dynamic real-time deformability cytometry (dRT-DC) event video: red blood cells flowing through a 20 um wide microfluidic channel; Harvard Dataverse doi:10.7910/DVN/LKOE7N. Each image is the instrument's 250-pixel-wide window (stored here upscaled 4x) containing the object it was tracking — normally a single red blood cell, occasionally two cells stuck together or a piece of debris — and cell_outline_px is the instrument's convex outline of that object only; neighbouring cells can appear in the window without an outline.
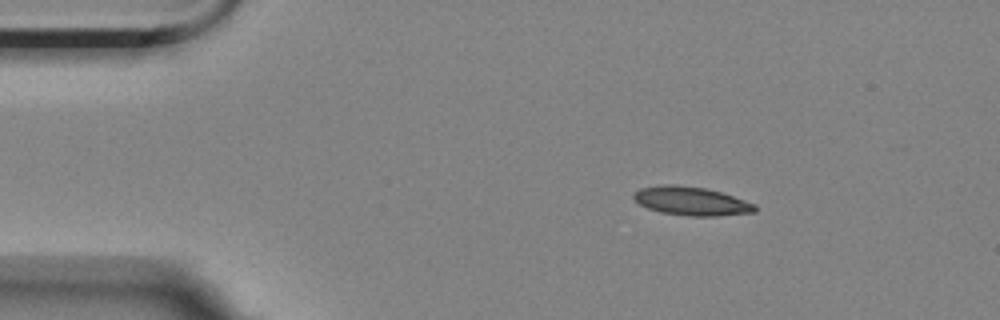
{"species": "Egyptian fruit bat (a non-hibernating species)", "species_latin": "Rousettus aegyptiacus", "temperature_condition": "room temperature", "stored_images_in_passage": 3, "camera_frame_rate_fps": 3000, "um_per_image_px": 0.085, "animal": {"sex": "female"}, "frame": {"image": 1, "passage_image": 1, "time_ms": 0.0, "image_size_px": [1000, 320], "cell_outline_px": [[756, 212], [716, 216], [688, 216], [660, 212], [648, 208], [640, 204], [632, 196], [640, 188], [664, 184], [672, 184], [704, 188], [720, 192], [756, 204]], "centroid_in_image_um": [58.76, 17.1], "position_along_channel_um": 26.2, "area_um2": 20.06}}
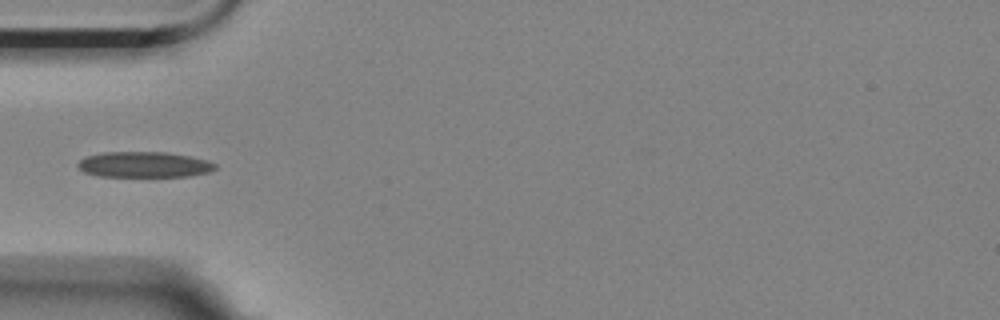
{"frame": {"image": 2, "passage_image": 3, "time_ms": 0.667, "image_size_px": [1000, 320], "cell_outline_px": [[216, 168], [208, 172], [188, 176], [100, 176], [84, 172], [76, 164], [80, 160], [88, 156], [100, 152], [168, 152], [208, 160], [216, 164]], "centroid_in_image_um": [12.25, 13.98], "position_along_channel_um": 72.8, "area_um2": 20.4}}